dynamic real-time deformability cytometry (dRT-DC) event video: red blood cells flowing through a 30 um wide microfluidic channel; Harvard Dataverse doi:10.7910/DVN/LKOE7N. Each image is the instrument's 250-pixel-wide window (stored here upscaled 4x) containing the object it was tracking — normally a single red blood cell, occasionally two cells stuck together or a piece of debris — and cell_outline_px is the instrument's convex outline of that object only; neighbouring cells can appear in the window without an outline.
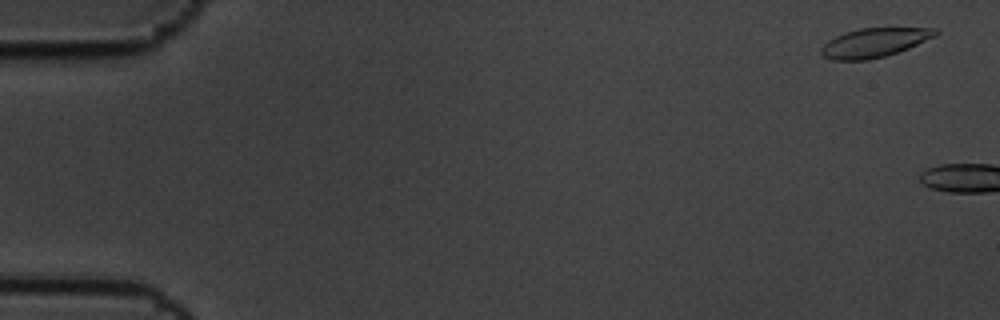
{"species": "common noctule bat (a hibernating species)", "species_latin": "Nyctalus noctula", "temperature_condition": "cold", "stored_images_in_passage": 2, "camera_frame_rate_fps": 3000, "um_per_image_px": 0.085, "animal": {"sex": "male", "body_mass_g": 19.5, "forearm_length_mm": 54.6}, "frame": {"image": 1, "passage_image": 1, "time_ms": 0.0, "image_size_px": [1000, 320], "cell_outline_px": [[940, 32], [936, 36], [908, 48], [884, 56], [868, 60], [832, 60], [824, 56], [820, 52], [820, 48], [828, 40], [844, 32], [860, 28], [936, 28]], "centroid_in_image_um": [74.3, 3.62], "position_along_channel_um": 10.7, "area_um2": 19.31}}